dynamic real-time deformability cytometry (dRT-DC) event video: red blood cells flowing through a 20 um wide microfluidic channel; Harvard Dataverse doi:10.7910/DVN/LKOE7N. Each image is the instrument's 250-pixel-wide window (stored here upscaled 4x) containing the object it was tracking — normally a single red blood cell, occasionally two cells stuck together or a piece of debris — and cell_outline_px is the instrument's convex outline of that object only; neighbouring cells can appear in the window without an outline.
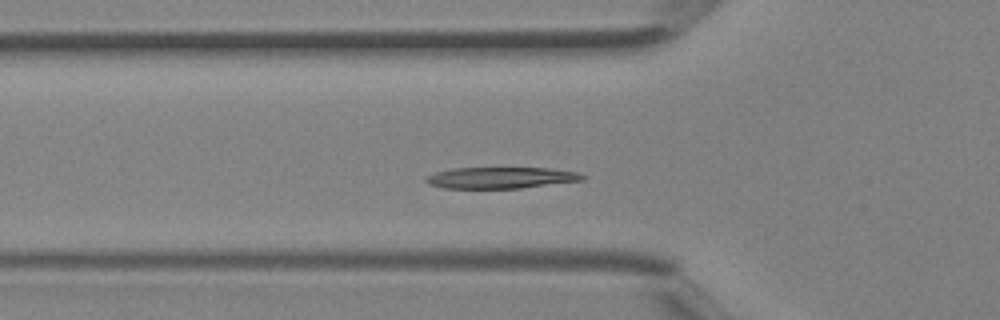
{"species": "Egyptian fruit bat (a non-hibernating species)", "species_latin": "Rousettus aegyptiacus", "temperature_condition": "room temperature", "stored_images_in_passage": 39, "camera_frame_rate_fps": 3000, "um_per_image_px": 0.085, "animal": {"sex": "female"}, "frame": {"image": 1, "passage_image": 11, "time_ms": 3.333, "image_size_px": [1000, 320], "cell_outline_px": [[588, 176], [584, 180], [520, 188], [444, 188], [428, 184], [424, 180], [424, 176], [436, 172], [452, 168], [548, 168], [580, 172]], "centroid_in_image_um": [42.58, 15.1], "position_along_channel_um": 83.2, "area_um2": 19.59}}
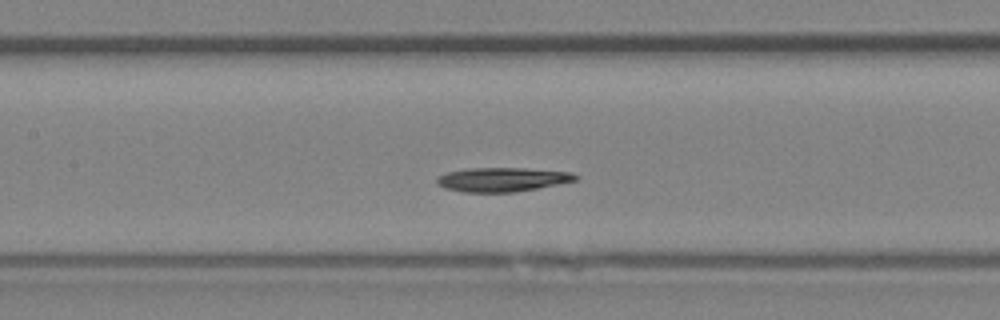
{"frame": {"image": 2, "passage_image": 16, "time_ms": 5.0, "image_size_px": [1000, 320], "cell_outline_px": [[580, 176], [576, 180], [516, 192], [464, 192], [444, 188], [436, 184], [436, 176], [448, 172], [468, 168], [528, 168], [572, 172]], "centroid_in_image_um": [42.67, 15.25], "position_along_channel_um": 164.7, "area_um2": 19.54}}
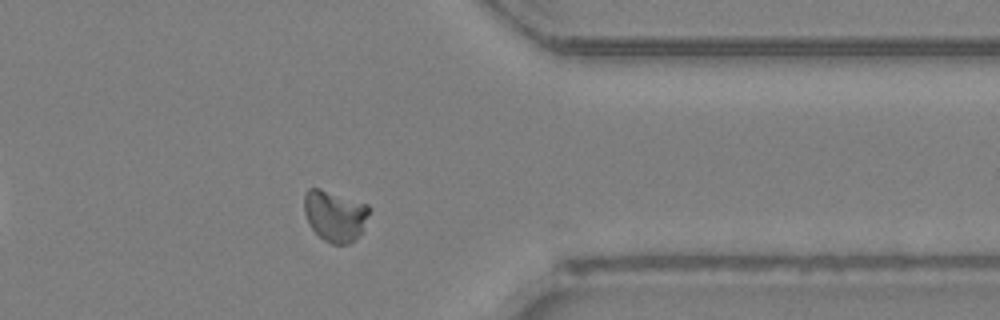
{"frame": {"image": 3, "passage_image": 30, "time_ms": 9.667, "image_size_px": [1000, 320], "cell_outline_px": [[368, 212], [360, 232], [348, 244], [332, 244], [324, 240], [312, 228], [304, 212], [304, 196], [308, 188], [320, 188], [368, 204]], "centroid_in_image_um": [28.42, 18.31], "position_along_channel_um": 383.0, "area_um2": 18.84}}